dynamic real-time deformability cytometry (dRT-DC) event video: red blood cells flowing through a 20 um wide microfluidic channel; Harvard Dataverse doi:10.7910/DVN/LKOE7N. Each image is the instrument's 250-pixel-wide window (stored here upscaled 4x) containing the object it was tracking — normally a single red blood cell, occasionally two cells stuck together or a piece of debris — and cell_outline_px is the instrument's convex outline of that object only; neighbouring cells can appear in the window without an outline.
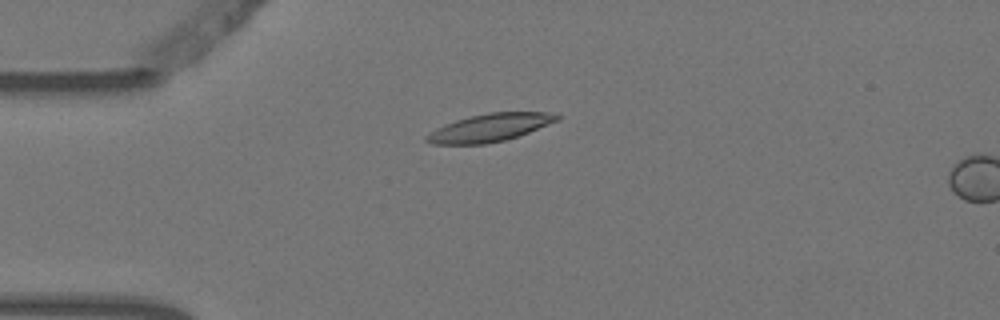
{"species": "Egyptian fruit bat (a non-hibernating species)", "species_latin": "Rousettus aegyptiacus", "temperature_condition": "warm", "stored_images_in_passage": 5, "segment_of_instrument_passage": [1, 2], "camera_frame_rate_fps": 3000, "um_per_image_px": 0.085, "animal": {"sex": "female"}, "frame": {"image": 1, "passage_image": 4, "time_ms": 1.0, "image_size_px": [1000, 320], "cell_outline_px": [[560, 120], [528, 132], [504, 140], [484, 144], [432, 144], [424, 140], [424, 136], [436, 128], [456, 120], [468, 116], [488, 112], [548, 112], [560, 116]], "centroid_in_image_um": [41.6, 10.84], "position_along_channel_um": 43.4, "area_um2": 21.04}}